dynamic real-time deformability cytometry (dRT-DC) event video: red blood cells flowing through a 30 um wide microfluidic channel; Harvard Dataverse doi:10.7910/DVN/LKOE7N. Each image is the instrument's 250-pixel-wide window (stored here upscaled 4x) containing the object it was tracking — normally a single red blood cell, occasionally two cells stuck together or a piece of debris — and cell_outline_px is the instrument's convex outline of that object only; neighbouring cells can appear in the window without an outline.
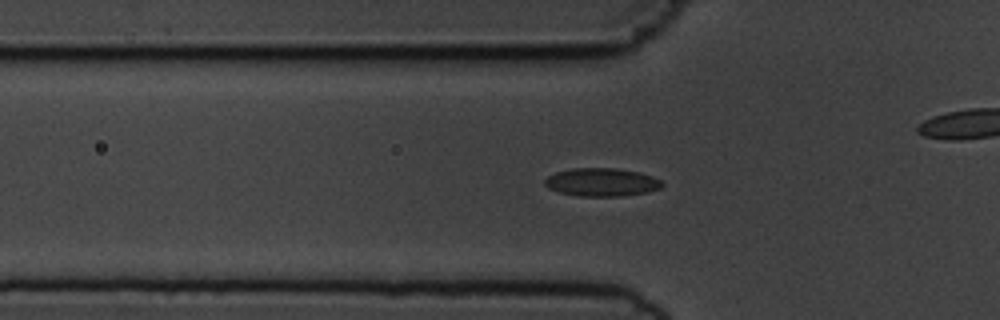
{"species": "common noctule bat (a hibernating species)", "species_latin": "Nyctalus noctula", "temperature_condition": "cold", "stored_images_in_passage": 50, "camera_frame_rate_fps": 3000, "um_per_image_px": 0.085, "animal": {"sex": "male", "body_mass_g": 19.5, "forearm_length_mm": 54.6}, "frame": {"image": 1, "passage_image": 12, "time_ms": 3.667, "image_size_px": [1000, 320], "cell_outline_px": [[664, 184], [660, 188], [648, 192], [620, 196], [576, 196], [560, 192], [548, 188], [544, 184], [544, 180], [548, 176], [556, 172], [572, 168], [616, 168], [640, 172], [652, 176], [660, 180]], "centroid_in_image_um": [51.14, 15.48], "position_along_channel_um": 74.7, "area_um2": 19.31}}
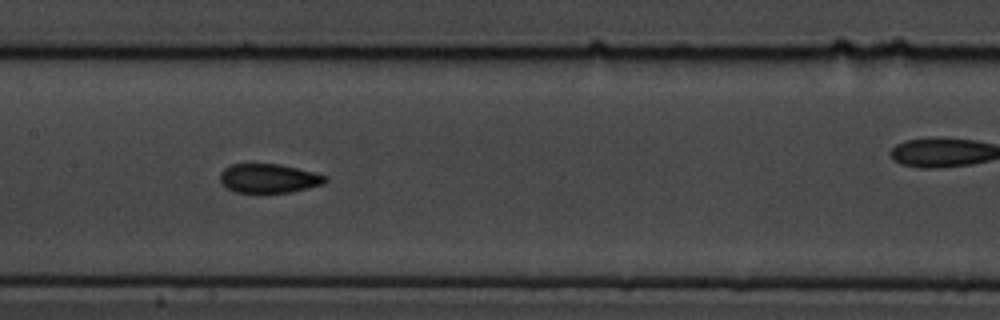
{"frame": {"image": 2, "passage_image": 21, "time_ms": 6.667, "image_size_px": [1000, 320], "cell_outline_px": [[328, 180], [324, 184], [292, 192], [236, 192], [228, 188], [220, 180], [220, 172], [224, 168], [232, 164], [280, 164], [328, 176]], "centroid_in_image_um": [22.87, 15.15], "position_along_channel_um": 184.5, "area_um2": 17.69}}
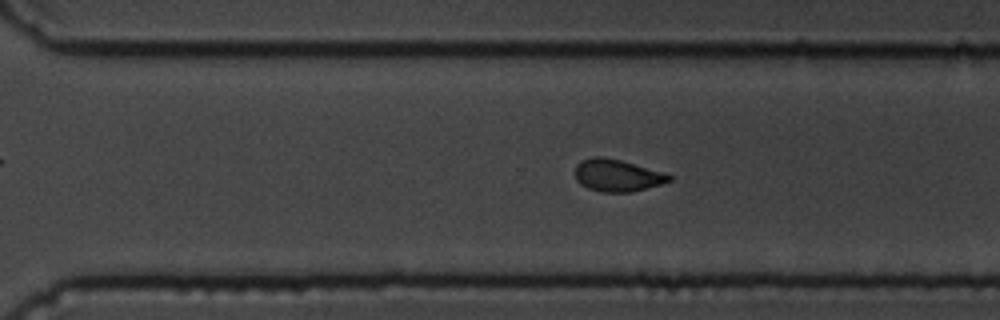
{"frame": {"image": 3, "passage_image": 32, "time_ms": 10.333, "image_size_px": [1000, 320], "cell_outline_px": [[672, 180], [660, 184], [632, 192], [600, 192], [588, 188], [580, 184], [576, 180], [576, 164], [580, 160], [592, 156], [604, 156], [620, 160], [664, 172], [672, 176]], "centroid_in_image_um": [52.44, 14.9], "position_along_channel_um": 318.2, "area_um2": 17.69}, "authors_computed_cell_mechanics": {"area_um2": 17.918, "velocity_mm_per_s": 3.6518, "shape_relaxation_time_tau1_ms": 6.0352, "shape_relaxation_time_tau2_ms": 1.371, "deformation_change_tau1": 0.1384, "deformation_change_tau2": 0.0657}}